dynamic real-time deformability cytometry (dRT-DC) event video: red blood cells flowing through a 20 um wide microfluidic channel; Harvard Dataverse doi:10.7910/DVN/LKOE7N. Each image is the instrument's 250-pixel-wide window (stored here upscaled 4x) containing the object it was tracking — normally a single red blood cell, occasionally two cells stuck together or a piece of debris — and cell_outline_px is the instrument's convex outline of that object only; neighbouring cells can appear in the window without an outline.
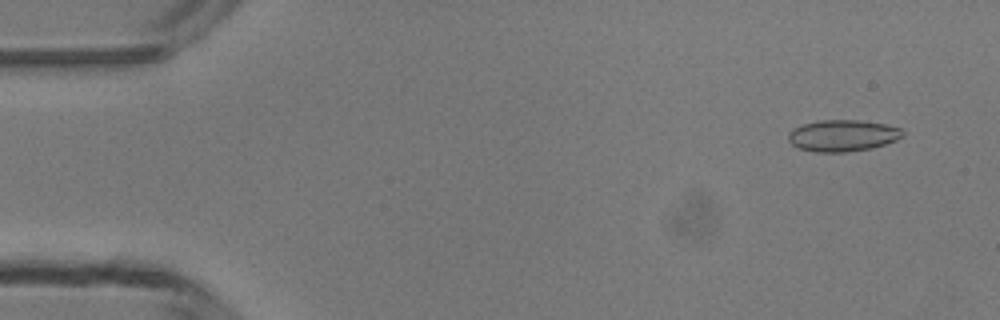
{"species": "common noctule bat (a hibernating species)", "species_latin": "Nyctalus noctula", "temperature_condition": "room temperature", "stored_images_in_passage": 49, "camera_frame_rate_fps": 3000, "um_per_image_px": 0.085, "animal": {"sex": "male", "body_mass_g": 13.3}, "frame": {"image": 1, "passage_image": 4, "time_ms": 1.0, "image_size_px": [1000, 320], "cell_outline_px": [[904, 136], [896, 140], [872, 148], [844, 152], [816, 152], [800, 148], [792, 144], [788, 140], [788, 132], [792, 128], [804, 124], [820, 120], [860, 120], [884, 124], [900, 128], [904, 132]], "centroid_in_image_um": [71.62, 11.52], "position_along_channel_um": 13.4, "area_um2": 20.98}}
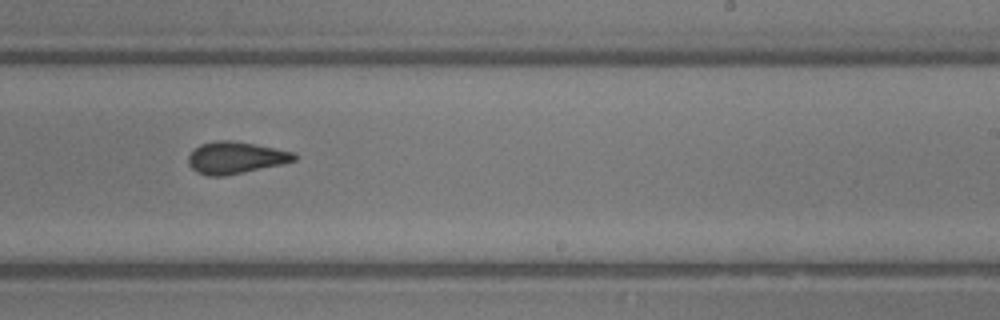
{"frame": {"image": 2, "passage_image": 30, "time_ms": 9.667, "image_size_px": [1000, 320], "cell_outline_px": [[300, 156], [296, 160], [280, 164], [224, 176], [208, 176], [196, 172], [188, 164], [188, 156], [200, 144], [216, 140], [232, 140], [296, 152]], "centroid_in_image_um": [20.03, 13.4], "position_along_channel_um": 269.0, "area_um2": 19.65}}
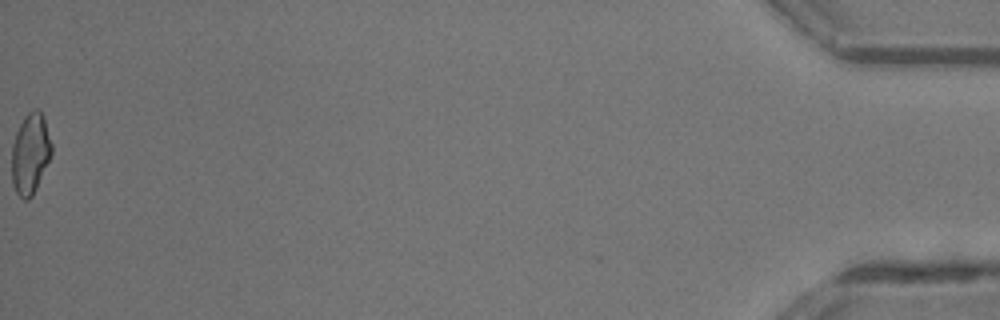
{"frame": {"image": 3, "passage_image": 49, "time_ms": 16.0, "image_size_px": [1000, 320], "cell_outline_px": [[52, 152], [36, 188], [32, 196], [28, 200], [24, 200], [16, 192], [12, 184], [12, 144], [16, 132], [24, 116], [32, 108], [36, 108], [44, 116], [52, 144]], "centroid_in_image_um": [2.57, 13.03], "position_along_channel_um": 432.6, "area_um2": 18.73}, "authors_computed_cell_mechanics": {"area_um2": 19.5364, "velocity_mm_per_s": 4.2873, "shape_relaxation_time_tau1_ms": 9.884, "shape_relaxation_time_tau2_ms": 1.49, "deformation_change_tau1": 0.175, "deformation_change_tau2": 0.068}}